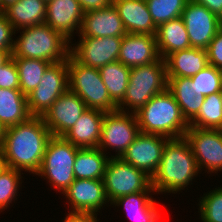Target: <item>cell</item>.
Masks as SVG:
<instances>
[{"label":"cell","mask_w":222,"mask_h":222,"mask_svg":"<svg viewBox=\"0 0 222 222\" xmlns=\"http://www.w3.org/2000/svg\"><path fill=\"white\" fill-rule=\"evenodd\" d=\"M52 137L41 116L5 128L3 151L5 167L36 174Z\"/></svg>","instance_id":"1"},{"label":"cell","mask_w":222,"mask_h":222,"mask_svg":"<svg viewBox=\"0 0 222 222\" xmlns=\"http://www.w3.org/2000/svg\"><path fill=\"white\" fill-rule=\"evenodd\" d=\"M198 174L200 171L196 159L185 137L169 139L151 184L155 194H180Z\"/></svg>","instance_id":"2"},{"label":"cell","mask_w":222,"mask_h":222,"mask_svg":"<svg viewBox=\"0 0 222 222\" xmlns=\"http://www.w3.org/2000/svg\"><path fill=\"white\" fill-rule=\"evenodd\" d=\"M135 116L142 133L174 139L184 137L189 128L180 106L168 89L154 95Z\"/></svg>","instance_id":"3"},{"label":"cell","mask_w":222,"mask_h":222,"mask_svg":"<svg viewBox=\"0 0 222 222\" xmlns=\"http://www.w3.org/2000/svg\"><path fill=\"white\" fill-rule=\"evenodd\" d=\"M14 37L12 57L45 60L52 63L66 61L70 55V41L46 23L24 27Z\"/></svg>","instance_id":"4"},{"label":"cell","mask_w":222,"mask_h":222,"mask_svg":"<svg viewBox=\"0 0 222 222\" xmlns=\"http://www.w3.org/2000/svg\"><path fill=\"white\" fill-rule=\"evenodd\" d=\"M167 84L166 63L161 57L153 63L132 67L126 94L118 104V110L136 113L154 95L166 90Z\"/></svg>","instance_id":"5"},{"label":"cell","mask_w":222,"mask_h":222,"mask_svg":"<svg viewBox=\"0 0 222 222\" xmlns=\"http://www.w3.org/2000/svg\"><path fill=\"white\" fill-rule=\"evenodd\" d=\"M69 90L76 93L88 109L107 112L118 110L97 68L85 66L71 55L67 59Z\"/></svg>","instance_id":"6"},{"label":"cell","mask_w":222,"mask_h":222,"mask_svg":"<svg viewBox=\"0 0 222 222\" xmlns=\"http://www.w3.org/2000/svg\"><path fill=\"white\" fill-rule=\"evenodd\" d=\"M78 147L63 136H52L47 144L40 170L35 174L63 194L75 180L74 162Z\"/></svg>","instance_id":"7"},{"label":"cell","mask_w":222,"mask_h":222,"mask_svg":"<svg viewBox=\"0 0 222 222\" xmlns=\"http://www.w3.org/2000/svg\"><path fill=\"white\" fill-rule=\"evenodd\" d=\"M106 196L110 204L117 198L138 192H154L151 177L121 158L110 157L104 177Z\"/></svg>","instance_id":"8"},{"label":"cell","mask_w":222,"mask_h":222,"mask_svg":"<svg viewBox=\"0 0 222 222\" xmlns=\"http://www.w3.org/2000/svg\"><path fill=\"white\" fill-rule=\"evenodd\" d=\"M140 133L135 113L119 110L104 114L101 140L98 148L104 153L108 149L115 150L111 157L120 158Z\"/></svg>","instance_id":"9"},{"label":"cell","mask_w":222,"mask_h":222,"mask_svg":"<svg viewBox=\"0 0 222 222\" xmlns=\"http://www.w3.org/2000/svg\"><path fill=\"white\" fill-rule=\"evenodd\" d=\"M69 89L67 60L50 64L39 85L27 95L32 116H43L53 102Z\"/></svg>","instance_id":"10"},{"label":"cell","mask_w":222,"mask_h":222,"mask_svg":"<svg viewBox=\"0 0 222 222\" xmlns=\"http://www.w3.org/2000/svg\"><path fill=\"white\" fill-rule=\"evenodd\" d=\"M67 199L68 215L93 216L99 212L109 200L105 193L103 180L75 179L63 193ZM71 206V207H70Z\"/></svg>","instance_id":"11"},{"label":"cell","mask_w":222,"mask_h":222,"mask_svg":"<svg viewBox=\"0 0 222 222\" xmlns=\"http://www.w3.org/2000/svg\"><path fill=\"white\" fill-rule=\"evenodd\" d=\"M196 159L199 171H222V130L188 128L184 135Z\"/></svg>","instance_id":"12"},{"label":"cell","mask_w":222,"mask_h":222,"mask_svg":"<svg viewBox=\"0 0 222 222\" xmlns=\"http://www.w3.org/2000/svg\"><path fill=\"white\" fill-rule=\"evenodd\" d=\"M79 42H70V55L79 63L101 68L118 61L123 37H79ZM73 46V47H72Z\"/></svg>","instance_id":"13"},{"label":"cell","mask_w":222,"mask_h":222,"mask_svg":"<svg viewBox=\"0 0 222 222\" xmlns=\"http://www.w3.org/2000/svg\"><path fill=\"white\" fill-rule=\"evenodd\" d=\"M181 18L186 27L190 45L194 48L206 49L222 27V19L204 5L192 0L187 2Z\"/></svg>","instance_id":"14"},{"label":"cell","mask_w":222,"mask_h":222,"mask_svg":"<svg viewBox=\"0 0 222 222\" xmlns=\"http://www.w3.org/2000/svg\"><path fill=\"white\" fill-rule=\"evenodd\" d=\"M168 140L169 138L161 135L140 132L120 158L152 178L159 167Z\"/></svg>","instance_id":"15"},{"label":"cell","mask_w":222,"mask_h":222,"mask_svg":"<svg viewBox=\"0 0 222 222\" xmlns=\"http://www.w3.org/2000/svg\"><path fill=\"white\" fill-rule=\"evenodd\" d=\"M87 109L85 102L68 89L53 102L42 118L52 136H63Z\"/></svg>","instance_id":"16"},{"label":"cell","mask_w":222,"mask_h":222,"mask_svg":"<svg viewBox=\"0 0 222 222\" xmlns=\"http://www.w3.org/2000/svg\"><path fill=\"white\" fill-rule=\"evenodd\" d=\"M84 12L77 0H50L46 2L45 23L61 33L70 42L81 28ZM76 30V32H74Z\"/></svg>","instance_id":"17"},{"label":"cell","mask_w":222,"mask_h":222,"mask_svg":"<svg viewBox=\"0 0 222 222\" xmlns=\"http://www.w3.org/2000/svg\"><path fill=\"white\" fill-rule=\"evenodd\" d=\"M79 34V37H123L127 32L112 4L105 8L85 12Z\"/></svg>","instance_id":"18"},{"label":"cell","mask_w":222,"mask_h":222,"mask_svg":"<svg viewBox=\"0 0 222 222\" xmlns=\"http://www.w3.org/2000/svg\"><path fill=\"white\" fill-rule=\"evenodd\" d=\"M159 58L156 36L134 33L123 36L118 61L127 67L150 64Z\"/></svg>","instance_id":"19"},{"label":"cell","mask_w":222,"mask_h":222,"mask_svg":"<svg viewBox=\"0 0 222 222\" xmlns=\"http://www.w3.org/2000/svg\"><path fill=\"white\" fill-rule=\"evenodd\" d=\"M127 33L156 36L154 24L145 0H113Z\"/></svg>","instance_id":"20"},{"label":"cell","mask_w":222,"mask_h":222,"mask_svg":"<svg viewBox=\"0 0 222 222\" xmlns=\"http://www.w3.org/2000/svg\"><path fill=\"white\" fill-rule=\"evenodd\" d=\"M105 112L87 109L63 137L78 148L98 147Z\"/></svg>","instance_id":"21"},{"label":"cell","mask_w":222,"mask_h":222,"mask_svg":"<svg viewBox=\"0 0 222 222\" xmlns=\"http://www.w3.org/2000/svg\"><path fill=\"white\" fill-rule=\"evenodd\" d=\"M164 60L167 78H190L209 65L206 49L194 47L175 51Z\"/></svg>","instance_id":"22"},{"label":"cell","mask_w":222,"mask_h":222,"mask_svg":"<svg viewBox=\"0 0 222 222\" xmlns=\"http://www.w3.org/2000/svg\"><path fill=\"white\" fill-rule=\"evenodd\" d=\"M151 193L153 192L124 195L114 200L110 205L118 208L119 206L123 207L128 217L135 222H159L161 220L159 203L156 202Z\"/></svg>","instance_id":"23"},{"label":"cell","mask_w":222,"mask_h":222,"mask_svg":"<svg viewBox=\"0 0 222 222\" xmlns=\"http://www.w3.org/2000/svg\"><path fill=\"white\" fill-rule=\"evenodd\" d=\"M156 42L159 55L163 60L175 51L191 48L181 17L160 24L156 31Z\"/></svg>","instance_id":"24"},{"label":"cell","mask_w":222,"mask_h":222,"mask_svg":"<svg viewBox=\"0 0 222 222\" xmlns=\"http://www.w3.org/2000/svg\"><path fill=\"white\" fill-rule=\"evenodd\" d=\"M31 116L27 96L20 89L0 88V123L4 128L22 123Z\"/></svg>","instance_id":"25"},{"label":"cell","mask_w":222,"mask_h":222,"mask_svg":"<svg viewBox=\"0 0 222 222\" xmlns=\"http://www.w3.org/2000/svg\"><path fill=\"white\" fill-rule=\"evenodd\" d=\"M167 89L180 106L183 117L189 123L199 112L205 96L197 95L191 78H167Z\"/></svg>","instance_id":"26"},{"label":"cell","mask_w":222,"mask_h":222,"mask_svg":"<svg viewBox=\"0 0 222 222\" xmlns=\"http://www.w3.org/2000/svg\"><path fill=\"white\" fill-rule=\"evenodd\" d=\"M107 154L98 147L79 148L73 166L75 179L103 180L110 158Z\"/></svg>","instance_id":"27"},{"label":"cell","mask_w":222,"mask_h":222,"mask_svg":"<svg viewBox=\"0 0 222 222\" xmlns=\"http://www.w3.org/2000/svg\"><path fill=\"white\" fill-rule=\"evenodd\" d=\"M15 30L45 23L44 0H19L4 11Z\"/></svg>","instance_id":"28"},{"label":"cell","mask_w":222,"mask_h":222,"mask_svg":"<svg viewBox=\"0 0 222 222\" xmlns=\"http://www.w3.org/2000/svg\"><path fill=\"white\" fill-rule=\"evenodd\" d=\"M130 69V67H127L120 61L108 63L98 69L111 99L117 105L123 100L126 94Z\"/></svg>","instance_id":"29"},{"label":"cell","mask_w":222,"mask_h":222,"mask_svg":"<svg viewBox=\"0 0 222 222\" xmlns=\"http://www.w3.org/2000/svg\"><path fill=\"white\" fill-rule=\"evenodd\" d=\"M189 128L222 130V96L220 92L205 96L198 114L189 122Z\"/></svg>","instance_id":"30"},{"label":"cell","mask_w":222,"mask_h":222,"mask_svg":"<svg viewBox=\"0 0 222 222\" xmlns=\"http://www.w3.org/2000/svg\"><path fill=\"white\" fill-rule=\"evenodd\" d=\"M16 63L20 90L24 95L30 94L40 83L44 71L51 64L45 60L12 57Z\"/></svg>","instance_id":"31"},{"label":"cell","mask_w":222,"mask_h":222,"mask_svg":"<svg viewBox=\"0 0 222 222\" xmlns=\"http://www.w3.org/2000/svg\"><path fill=\"white\" fill-rule=\"evenodd\" d=\"M154 24H160L181 17L189 0H145Z\"/></svg>","instance_id":"32"},{"label":"cell","mask_w":222,"mask_h":222,"mask_svg":"<svg viewBox=\"0 0 222 222\" xmlns=\"http://www.w3.org/2000/svg\"><path fill=\"white\" fill-rule=\"evenodd\" d=\"M22 172L13 168L5 167L0 172V211L7 210L12 201L17 200L20 186L23 183ZM21 179V180H20ZM21 181V182H20Z\"/></svg>","instance_id":"33"},{"label":"cell","mask_w":222,"mask_h":222,"mask_svg":"<svg viewBox=\"0 0 222 222\" xmlns=\"http://www.w3.org/2000/svg\"><path fill=\"white\" fill-rule=\"evenodd\" d=\"M201 198L198 213L202 222H222V186L204 193Z\"/></svg>","instance_id":"34"},{"label":"cell","mask_w":222,"mask_h":222,"mask_svg":"<svg viewBox=\"0 0 222 222\" xmlns=\"http://www.w3.org/2000/svg\"><path fill=\"white\" fill-rule=\"evenodd\" d=\"M190 78L194 83L197 95L208 96L221 91L222 82L220 70L213 65L209 64Z\"/></svg>","instance_id":"35"},{"label":"cell","mask_w":222,"mask_h":222,"mask_svg":"<svg viewBox=\"0 0 222 222\" xmlns=\"http://www.w3.org/2000/svg\"><path fill=\"white\" fill-rule=\"evenodd\" d=\"M0 88L20 89L19 73L13 58L0 66Z\"/></svg>","instance_id":"36"},{"label":"cell","mask_w":222,"mask_h":222,"mask_svg":"<svg viewBox=\"0 0 222 222\" xmlns=\"http://www.w3.org/2000/svg\"><path fill=\"white\" fill-rule=\"evenodd\" d=\"M206 51L209 64L218 69L222 68V27L217 31Z\"/></svg>","instance_id":"37"},{"label":"cell","mask_w":222,"mask_h":222,"mask_svg":"<svg viewBox=\"0 0 222 222\" xmlns=\"http://www.w3.org/2000/svg\"><path fill=\"white\" fill-rule=\"evenodd\" d=\"M16 31L4 13L0 14V49L12 50ZM14 35V36H13Z\"/></svg>","instance_id":"38"},{"label":"cell","mask_w":222,"mask_h":222,"mask_svg":"<svg viewBox=\"0 0 222 222\" xmlns=\"http://www.w3.org/2000/svg\"><path fill=\"white\" fill-rule=\"evenodd\" d=\"M80 4L82 11L88 12L112 5L113 0H77Z\"/></svg>","instance_id":"39"},{"label":"cell","mask_w":222,"mask_h":222,"mask_svg":"<svg viewBox=\"0 0 222 222\" xmlns=\"http://www.w3.org/2000/svg\"><path fill=\"white\" fill-rule=\"evenodd\" d=\"M196 3L204 5L209 11L216 14L222 19V0H192Z\"/></svg>","instance_id":"40"},{"label":"cell","mask_w":222,"mask_h":222,"mask_svg":"<svg viewBox=\"0 0 222 222\" xmlns=\"http://www.w3.org/2000/svg\"><path fill=\"white\" fill-rule=\"evenodd\" d=\"M63 222H99V219L93 216L67 215Z\"/></svg>","instance_id":"41"},{"label":"cell","mask_w":222,"mask_h":222,"mask_svg":"<svg viewBox=\"0 0 222 222\" xmlns=\"http://www.w3.org/2000/svg\"><path fill=\"white\" fill-rule=\"evenodd\" d=\"M12 58V50L0 49V66L4 65Z\"/></svg>","instance_id":"42"},{"label":"cell","mask_w":222,"mask_h":222,"mask_svg":"<svg viewBox=\"0 0 222 222\" xmlns=\"http://www.w3.org/2000/svg\"><path fill=\"white\" fill-rule=\"evenodd\" d=\"M19 0H0L1 2V10L4 12L6 9H8L11 5L16 3Z\"/></svg>","instance_id":"43"},{"label":"cell","mask_w":222,"mask_h":222,"mask_svg":"<svg viewBox=\"0 0 222 222\" xmlns=\"http://www.w3.org/2000/svg\"><path fill=\"white\" fill-rule=\"evenodd\" d=\"M4 132H5V128H4L3 125L0 123V148H1L2 145H3Z\"/></svg>","instance_id":"44"},{"label":"cell","mask_w":222,"mask_h":222,"mask_svg":"<svg viewBox=\"0 0 222 222\" xmlns=\"http://www.w3.org/2000/svg\"><path fill=\"white\" fill-rule=\"evenodd\" d=\"M5 168V163H4V157H3V151L0 148V172Z\"/></svg>","instance_id":"45"},{"label":"cell","mask_w":222,"mask_h":222,"mask_svg":"<svg viewBox=\"0 0 222 222\" xmlns=\"http://www.w3.org/2000/svg\"><path fill=\"white\" fill-rule=\"evenodd\" d=\"M219 70H220L221 82H222V68H220Z\"/></svg>","instance_id":"46"},{"label":"cell","mask_w":222,"mask_h":222,"mask_svg":"<svg viewBox=\"0 0 222 222\" xmlns=\"http://www.w3.org/2000/svg\"><path fill=\"white\" fill-rule=\"evenodd\" d=\"M4 13L2 10H1V2H0V14Z\"/></svg>","instance_id":"47"}]
</instances>
